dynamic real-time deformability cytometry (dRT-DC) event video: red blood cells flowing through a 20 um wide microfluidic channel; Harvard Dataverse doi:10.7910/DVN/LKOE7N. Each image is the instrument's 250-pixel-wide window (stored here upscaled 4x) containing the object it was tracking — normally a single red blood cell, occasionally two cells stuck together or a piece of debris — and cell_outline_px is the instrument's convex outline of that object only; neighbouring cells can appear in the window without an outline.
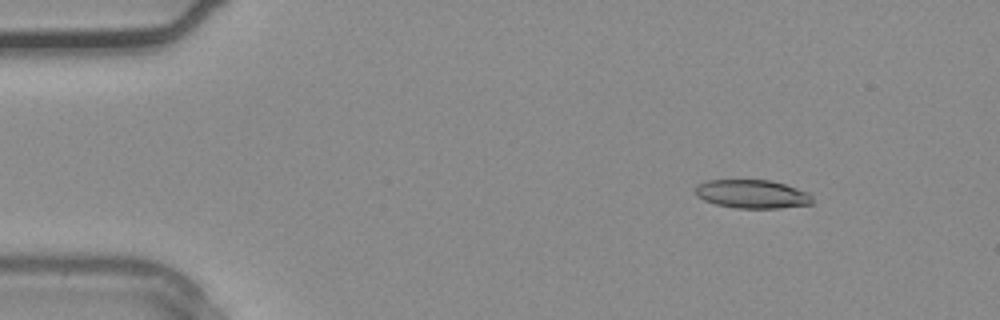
{"species": "common noctule bat (a hibernating species)", "species_latin": "Nyctalus noctula", "temperature_condition": "warm", "stored_images_in_passage": 34, "camera_frame_rate_fps": 3000, "um_per_image_px": 0.085, "animal": {"sex": "male", "body_mass_g": 20.4}, "frame": {"image": 1, "passage_image": 2, "time_ms": 0.333, "image_size_px": [1000, 320], "cell_outline_px": [[812, 204], [780, 208], [736, 208], [716, 204], [704, 200], [696, 196], [696, 184], [708, 180], [772, 180], [808, 192], [812, 196]], "centroid_in_image_um": [63.93, 16.49], "position_along_channel_um": 21.1, "area_um2": 19.48}}
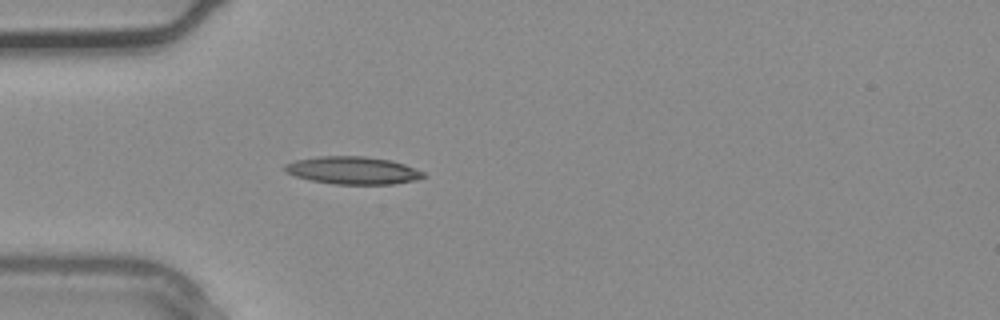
{"frame": {"image": 2, "passage_image": 8, "time_ms": 2.333, "image_size_px": [1000, 320], "cell_outline_px": [[428, 176], [416, 180], [392, 184], [332, 184], [312, 180], [296, 176], [288, 172], [284, 168], [284, 164], [296, 160], [320, 156], [364, 156], [392, 160], [404, 164], [424, 172]], "centroid_in_image_um": [30.03, 14.48], "position_along_channel_um": 55.0, "area_um2": 22.25}}
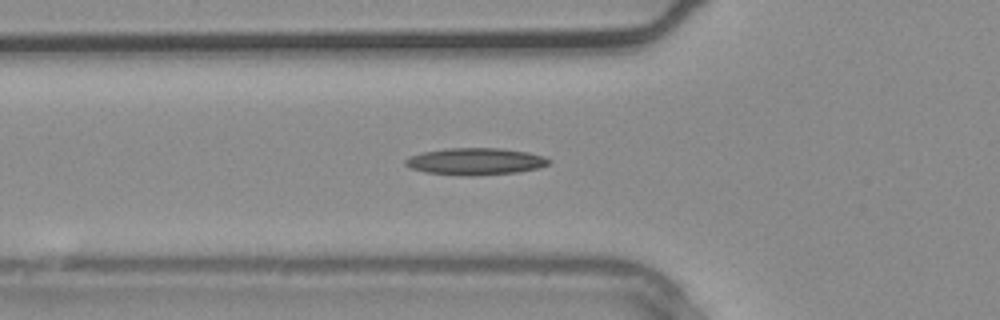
{"frame": {"image": 3, "passage_image": 10, "time_ms": 3.0, "image_size_px": [1000, 320], "cell_outline_px": [[552, 160], [548, 164], [540, 168], [516, 172], [476, 176], [460, 176], [424, 172], [412, 168], [404, 164], [404, 160], [408, 156], [424, 152], [448, 148], [500, 148], [528, 152], [544, 156]], "centroid_in_image_um": [40.41, 13.73], "position_along_channel_um": 85.4, "area_um2": 22.72}}